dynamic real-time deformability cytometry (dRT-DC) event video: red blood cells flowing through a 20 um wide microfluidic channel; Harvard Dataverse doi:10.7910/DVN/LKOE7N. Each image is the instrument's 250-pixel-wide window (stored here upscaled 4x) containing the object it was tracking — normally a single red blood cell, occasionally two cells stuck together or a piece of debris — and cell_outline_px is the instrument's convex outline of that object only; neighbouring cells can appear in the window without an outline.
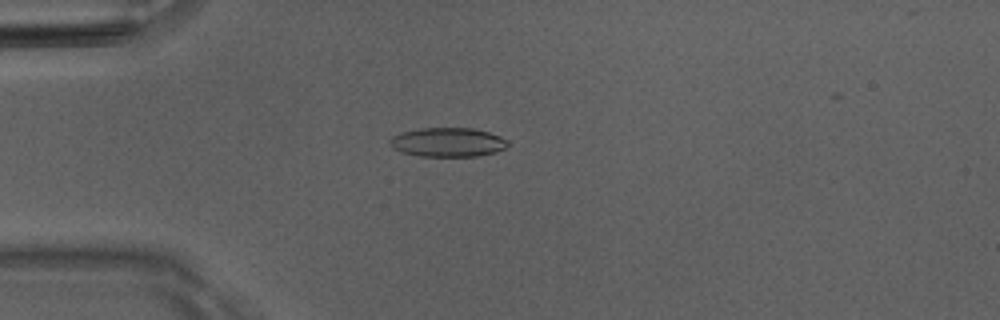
{"species": "Egyptian fruit bat (a non-hibernating species)", "species_latin": "Rousettus aegyptiacus", "temperature_condition": "room temperature", "stored_images_in_passage": 50, "camera_frame_rate_fps": 3000, "um_per_image_px": 0.085, "animal": {"sex": "male"}, "frame": {"image": 1, "passage_image": 13, "time_ms": 4.0, "image_size_px": [1000, 320], "cell_outline_px": [[508, 144], [504, 148], [496, 152], [476, 156], [420, 156], [404, 152], [392, 148], [388, 144], [388, 140], [392, 136], [400, 132], [420, 128], [472, 128], [488, 132], [500, 136], [508, 140]], "centroid_in_image_um": [38.03, 12.08], "position_along_channel_um": 47.0, "area_um2": 20.06}}
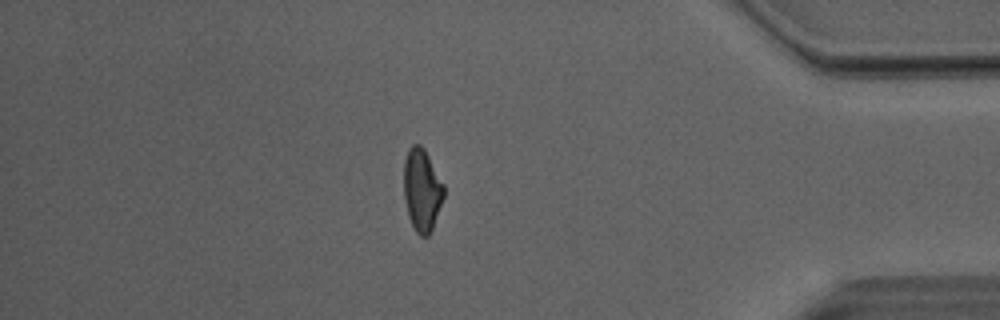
{"frame": {"image": 2, "passage_image": 43, "time_ms": 14.0, "image_size_px": [1000, 320], "cell_outline_px": [[444, 196], [432, 228], [428, 236], [420, 236], [416, 232], [408, 216], [404, 200], [404, 160], [408, 148], [412, 144], [420, 144], [424, 148], [444, 184]], "centroid_in_image_um": [35.85, 16.12], "position_along_channel_um": 399.3, "area_um2": 19.25}}
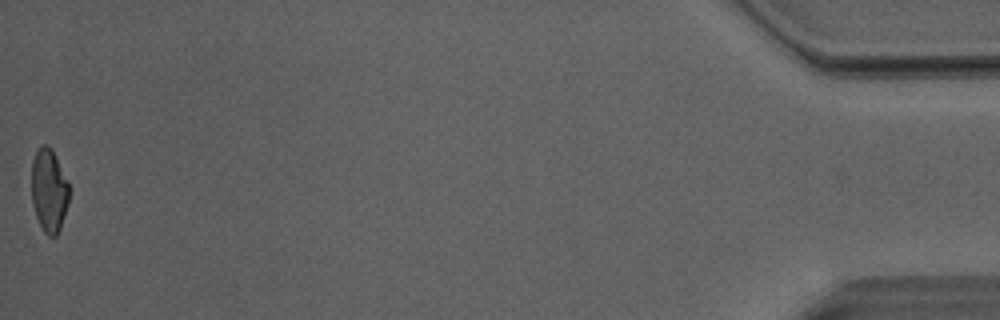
{"frame": {"image": 3, "passage_image": 50, "time_ms": 16.333, "image_size_px": [1000, 320], "cell_outline_px": [[68, 204], [60, 228], [56, 236], [48, 236], [44, 232], [36, 216], [32, 200], [32, 160], [36, 152], [44, 144], [48, 144], [52, 148], [68, 184]], "centroid_in_image_um": [4.16, 16.19], "position_along_channel_um": 431.0, "area_um2": 17.92}, "authors_computed_cell_mechanics": {"area_um2": 19.7965, "velocity_mm_per_s": 4.0604, "shape_relaxation_time_tau1_ms": null, "shape_relaxation_time_tau2_ms": 2.5475, "deformation_change_tau1": null, "deformation_change_tau2": 0.1033}}